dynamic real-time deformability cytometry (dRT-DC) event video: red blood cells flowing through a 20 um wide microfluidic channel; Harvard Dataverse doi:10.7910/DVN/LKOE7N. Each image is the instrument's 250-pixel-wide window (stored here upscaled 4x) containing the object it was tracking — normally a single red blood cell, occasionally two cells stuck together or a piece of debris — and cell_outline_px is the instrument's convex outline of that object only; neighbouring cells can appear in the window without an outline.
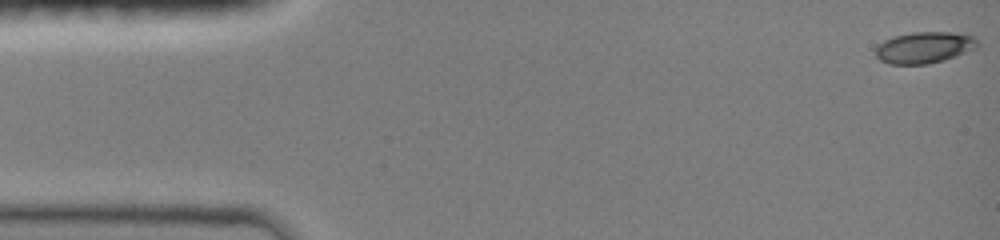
{"species": "common noctule bat (a hibernating species)", "species_latin": "Nyctalus noctula", "temperature_condition": "room temperature", "stored_images_in_passage": 11, "camera_frame_rate_fps": 3000, "um_per_image_px": 0.085, "animal": {"sex": "female", "body_mass_g": 19.0, "forearm_length_mm": 51.5}, "frame": {"image": 1, "passage_image": 1, "time_ms": 0.0, "image_size_px": [1000, 240], "cell_outline_px": [[980, 44], [976, 48], [944, 60], [928, 64], [888, 64], [880, 60], [876, 56], [876, 48], [884, 40], [896, 36], [916, 32], [948, 32], [976, 36]], "centroid_in_image_um": [78.6, 4.04], "position_along_channel_um": 6.4, "area_um2": 18.55}}
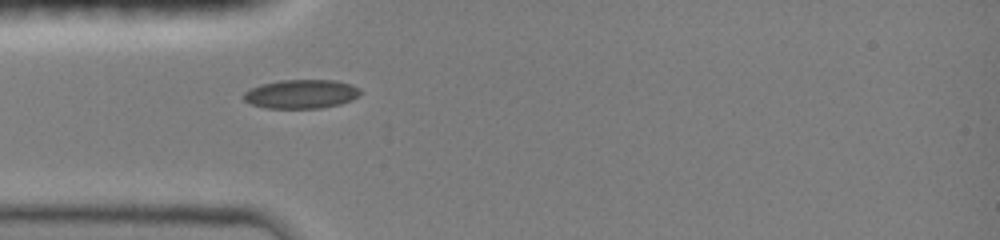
{"frame": {"image": 2, "passage_image": 9, "time_ms": 4.333, "image_size_px": [1000, 240], "cell_outline_px": [[360, 96], [352, 100], [340, 104], [320, 108], [264, 108], [252, 104], [244, 100], [244, 92], [260, 84], [280, 80], [336, 80], [352, 84], [360, 88]], "centroid_in_image_um": [25.63, 7.99], "position_along_channel_um": 59.4, "area_um2": 19.77}}
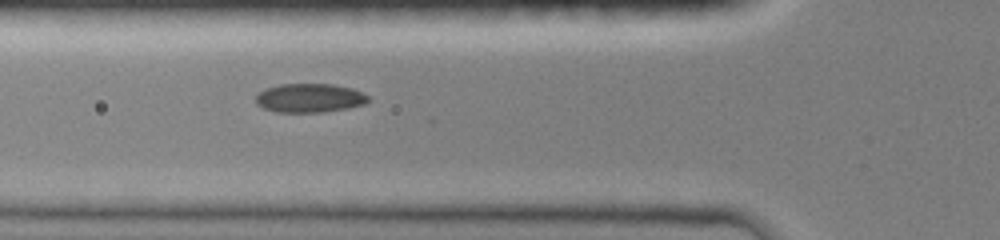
{"frame": {"image": 3, "passage_image": 11, "time_ms": 5.333, "image_size_px": [1000, 240], "cell_outline_px": [[368, 100], [364, 104], [348, 108], [324, 112], [276, 112], [264, 108], [256, 104], [256, 96], [260, 92], [268, 88], [280, 84], [332, 84], [352, 88], [368, 96]], "centroid_in_image_um": [26.31, 8.33], "position_along_channel_um": 99.5, "area_um2": 18.79}}